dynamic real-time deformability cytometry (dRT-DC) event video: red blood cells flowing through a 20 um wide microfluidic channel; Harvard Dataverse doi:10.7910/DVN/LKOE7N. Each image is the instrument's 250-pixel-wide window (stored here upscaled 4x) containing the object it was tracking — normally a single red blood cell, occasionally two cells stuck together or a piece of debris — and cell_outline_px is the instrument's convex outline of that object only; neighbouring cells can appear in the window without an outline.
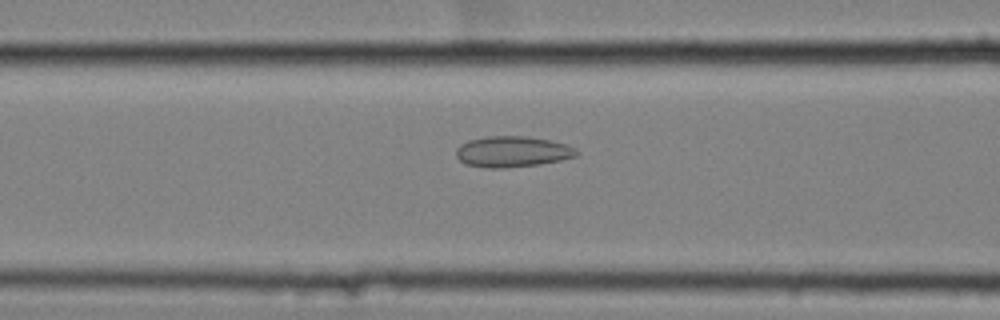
{"species": "common noctule bat (a hibernating species)", "species_latin": "Nyctalus noctula", "temperature_condition": "cold", "stored_images_in_passage": 56, "camera_frame_rate_fps": 3000, "um_per_image_px": 0.085, "animal": {"sex": "female", "body_mass_g": 25.1}, "frame": {"image": 1, "passage_image": 23, "time_ms": 7.333, "image_size_px": [1000, 320], "cell_outline_px": [[580, 152], [576, 156], [560, 160], [540, 164], [504, 168], [488, 168], [464, 164], [456, 156], [456, 148], [460, 144], [468, 140], [484, 136], [524, 136], [548, 140], [568, 144], [576, 148]], "centroid_in_image_um": [43.54, 12.89], "position_along_channel_um": 123.1, "area_um2": 21.85}}
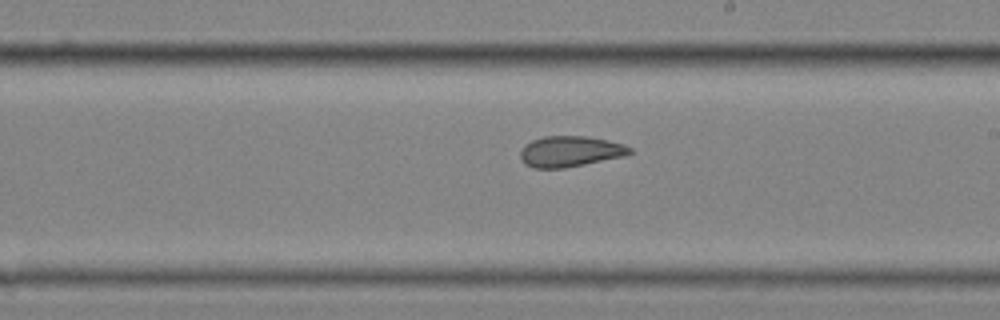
{"frame": {"image": 2, "passage_image": 33, "time_ms": 10.667, "image_size_px": [1000, 320], "cell_outline_px": [[632, 152], [624, 156], [564, 168], [532, 168], [524, 164], [520, 156], [520, 152], [524, 144], [532, 140], [544, 136], [588, 136], [608, 140], [624, 144], [632, 148]], "centroid_in_image_um": [48.44, 12.86], "position_along_channel_um": 240.6, "area_um2": 19.71}}
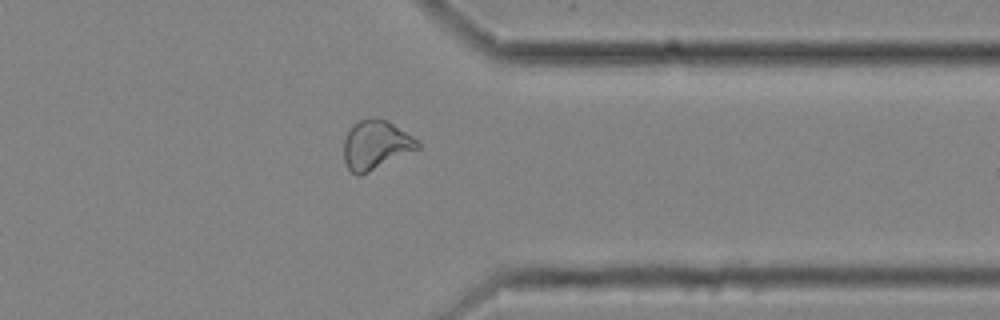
{"frame": {"image": 3, "passage_image": 45, "time_ms": 14.667, "image_size_px": [1000, 320], "cell_outline_px": [[420, 148], [360, 176], [356, 176], [344, 164], [344, 140], [348, 128], [352, 124], [368, 116], [388, 120], [412, 136], [420, 144]], "centroid_in_image_um": [31.9, 12.3], "position_along_channel_um": 379.5, "area_um2": 21.33}, "authors_computed_cell_mechanics": {"area_um2": 22.1663, "velocity_mm_per_s": 3.5318, "shape_relaxation_time_tau1_ms": null, "shape_relaxation_time_tau2_ms": 2.0448, "deformation_change_tau1": null, "deformation_change_tau2": 0.086}}